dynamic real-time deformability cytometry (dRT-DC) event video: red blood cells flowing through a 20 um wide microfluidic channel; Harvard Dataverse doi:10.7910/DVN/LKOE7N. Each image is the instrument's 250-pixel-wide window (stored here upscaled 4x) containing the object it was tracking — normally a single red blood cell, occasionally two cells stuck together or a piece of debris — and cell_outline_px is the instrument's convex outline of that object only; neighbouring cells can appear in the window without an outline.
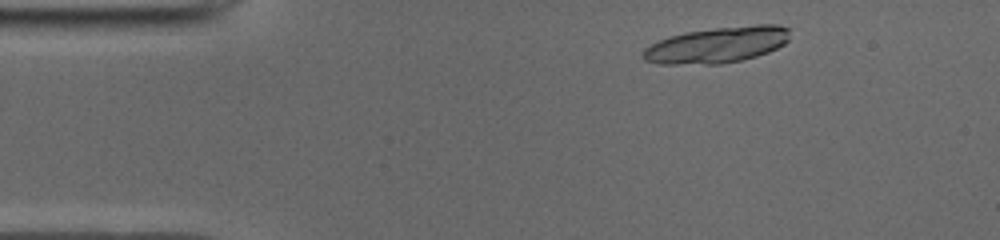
{"species": "common noctule bat (a hibernating species)", "species_latin": "Nyctalus noctula", "temperature_condition": "cold", "stored_images_in_passage": 46, "camera_frame_rate_fps": 3000, "um_per_image_px": 0.085, "animal": {"sex": "male", "body_mass_g": 19.0, "forearm_length_mm": 50.8}, "frame": {"image": 1, "passage_image": 3, "time_ms": 0.667, "image_size_px": [1000, 240], "cell_outline_px": [[788, 40], [784, 44], [768, 52], [756, 56], [740, 60], [720, 64], [660, 64], [644, 60], [644, 48], [668, 36], [684, 32], [716, 28], [756, 24], [776, 24], [788, 28]], "centroid_in_image_um": [60.95, 3.81], "position_along_channel_um": 24.0, "area_um2": 30.63}}
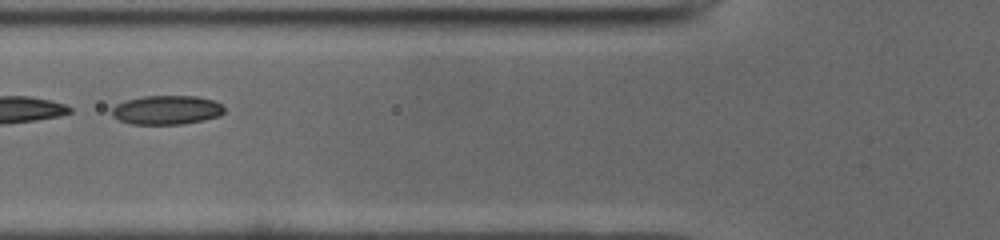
{"frame": {"image": 2, "passage_image": 15, "time_ms": 4.667, "image_size_px": [1000, 240], "cell_outline_px": [[224, 112], [220, 116], [204, 120], [184, 124], [132, 124], [120, 120], [112, 116], [112, 108], [116, 104], [128, 100], [144, 96], [196, 96], [212, 100], [220, 104], [224, 108]], "centroid_in_image_um": [14.18, 9.35], "position_along_channel_um": 111.6, "area_um2": 18.96}}
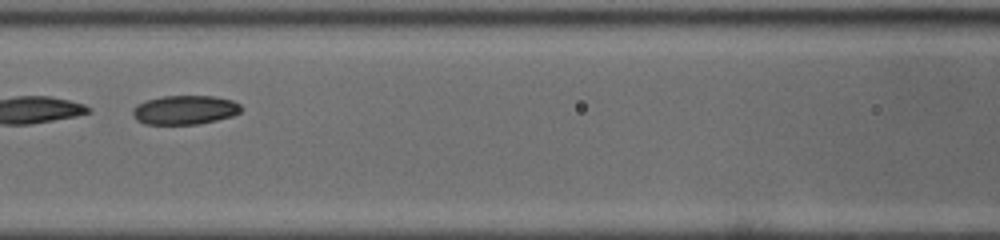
{"frame": {"image": 3, "passage_image": 18, "time_ms": 5.667, "image_size_px": [1000, 240], "cell_outline_px": [[240, 112], [232, 116], [216, 120], [196, 124], [144, 124], [136, 120], [132, 112], [132, 108], [136, 104], [148, 100], [164, 96], [212, 96], [232, 100], [240, 104]], "centroid_in_image_um": [15.68, 9.34], "position_along_channel_um": 150.9, "area_um2": 18.26}, "authors_computed_cell_mechanics": {"area_um2": 19.6231, "velocity_mm_per_s": 3.9269, "shape_relaxation_time_tau1_ms": null, "shape_relaxation_time_tau2_ms": 7.2615, "deformation_change_tau1": null, "deformation_change_tau2": 0.1145}}